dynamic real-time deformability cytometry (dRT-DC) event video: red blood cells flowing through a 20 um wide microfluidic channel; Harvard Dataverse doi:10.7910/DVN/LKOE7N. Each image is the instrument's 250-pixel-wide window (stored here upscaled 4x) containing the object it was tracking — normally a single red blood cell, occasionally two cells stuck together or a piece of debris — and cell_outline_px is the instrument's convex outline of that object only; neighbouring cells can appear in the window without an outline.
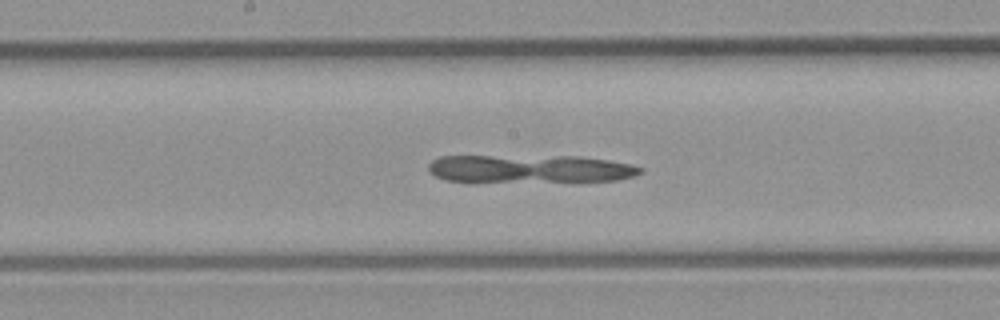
{"species": "common noctule bat (a hibernating species)", "species_latin": "Nyctalus noctula", "temperature_condition": "room temperature", "stored_images_in_passage": 38, "camera_frame_rate_fps": 3000, "um_per_image_px": 0.085, "animal": {"sex": "male", "body_mass_g": 23.1, "forearm_length_mm": 52.7}, "frame": {"image": 1, "passage_image": 19, "time_ms": 6.0, "image_size_px": [1000, 320], "cell_outline_px": [[644, 172], [632, 176], [616, 180], [448, 180], [436, 176], [428, 168], [428, 164], [432, 160], [440, 156], [580, 156], [608, 160], [632, 164], [644, 168]], "centroid_in_image_um": [45.1, 14.31], "position_along_channel_um": 203.1, "area_um2": 33.47}}